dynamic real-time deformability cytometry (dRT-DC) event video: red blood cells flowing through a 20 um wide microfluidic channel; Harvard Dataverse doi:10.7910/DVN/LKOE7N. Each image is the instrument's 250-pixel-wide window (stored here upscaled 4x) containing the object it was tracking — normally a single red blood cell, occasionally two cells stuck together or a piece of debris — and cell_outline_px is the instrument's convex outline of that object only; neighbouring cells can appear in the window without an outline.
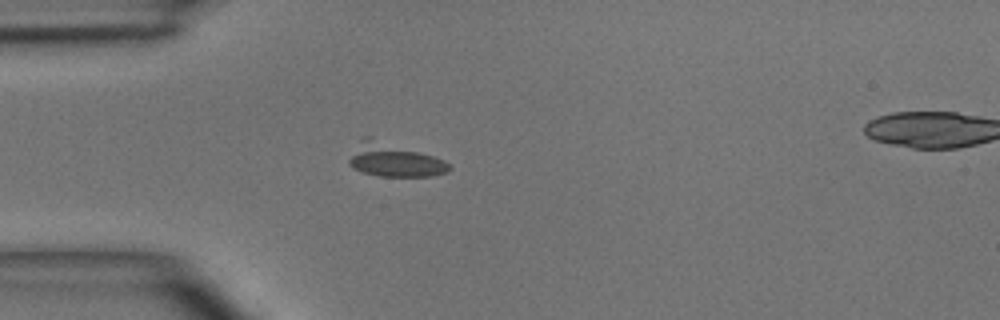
{"species": "common noctule bat (a hibernating species)", "species_latin": "Nyctalus noctula", "temperature_condition": "room temperature", "stored_images_in_passage": 4, "segment_of_instrument_passage": [1, 2], "camera_frame_rate_fps": 3000, "um_per_image_px": 0.085, "animal": {"sex": "male", "body_mass_g": 15.6}, "frame": {"image": 1, "passage_image": 3, "time_ms": 2.333, "image_size_px": [1000, 320], "cell_outline_px": [[452, 168], [448, 172], [432, 176], [380, 176], [364, 172], [352, 168], [348, 164], [348, 160], [360, 136], [372, 136], [444, 160], [452, 164]], "centroid_in_image_um": [33.48, 13.57], "position_along_channel_um": 51.5, "area_um2": 19.83}}